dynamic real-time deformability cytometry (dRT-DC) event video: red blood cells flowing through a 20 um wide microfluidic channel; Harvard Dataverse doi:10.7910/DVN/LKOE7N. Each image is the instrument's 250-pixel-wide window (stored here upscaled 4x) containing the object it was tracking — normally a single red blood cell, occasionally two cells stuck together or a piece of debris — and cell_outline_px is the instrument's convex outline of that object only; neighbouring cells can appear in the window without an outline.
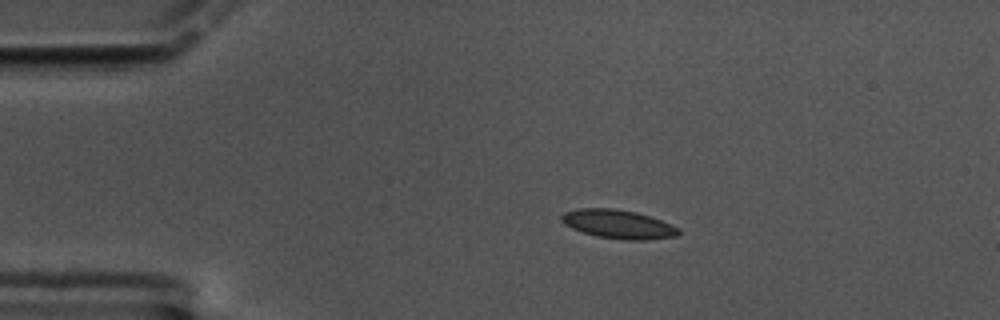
{"species": "common noctule bat (a hibernating species)", "species_latin": "Nyctalus noctula", "temperature_condition": "cold", "stored_images_in_passage": 8, "camera_frame_rate_fps": 3000, "um_per_image_px": 0.085, "animal": {"sex": "male", "body_mass_g": 17.5, "forearm_length_mm": 52.3}, "frame": {"image": 1, "passage_image": 1, "time_ms": 0.0, "image_size_px": [1000, 320], "cell_outline_px": [[680, 232], [676, 236], [648, 240], [624, 240], [596, 236], [572, 228], [564, 224], [560, 220], [560, 216], [564, 212], [580, 208], [612, 208], [636, 212], [660, 220], [680, 228]], "centroid_in_image_um": [52.54, 19.06], "position_along_channel_um": 32.5, "area_um2": 19.59}}